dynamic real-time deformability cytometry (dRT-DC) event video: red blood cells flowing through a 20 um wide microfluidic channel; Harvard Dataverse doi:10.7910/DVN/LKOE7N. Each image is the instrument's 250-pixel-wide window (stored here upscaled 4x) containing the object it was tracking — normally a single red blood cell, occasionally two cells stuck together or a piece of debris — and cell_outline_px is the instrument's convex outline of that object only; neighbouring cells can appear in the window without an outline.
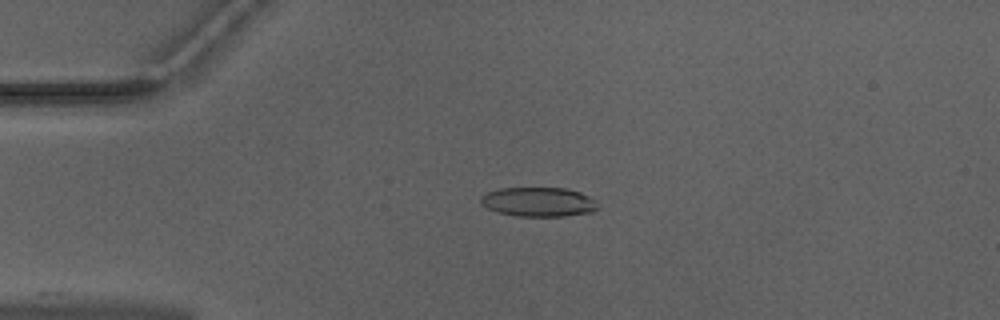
{"species": "Egyptian fruit bat (a non-hibernating species)", "species_latin": "Rousettus aegyptiacus", "temperature_condition": "warm", "stored_images_in_passage": 47, "camera_frame_rate_fps": 3000, "um_per_image_px": 0.085, "animal": {"sex": "male"}, "frame": {"image": 1, "passage_image": 8, "time_ms": 2.333, "image_size_px": [1000, 320], "cell_outline_px": [[596, 208], [592, 212], [564, 216], [516, 216], [496, 212], [480, 204], [480, 196], [488, 192], [500, 188], [568, 188], [580, 192], [596, 200]], "centroid_in_image_um": [45.74, 17.16], "position_along_channel_um": 39.3, "area_um2": 20.06}}
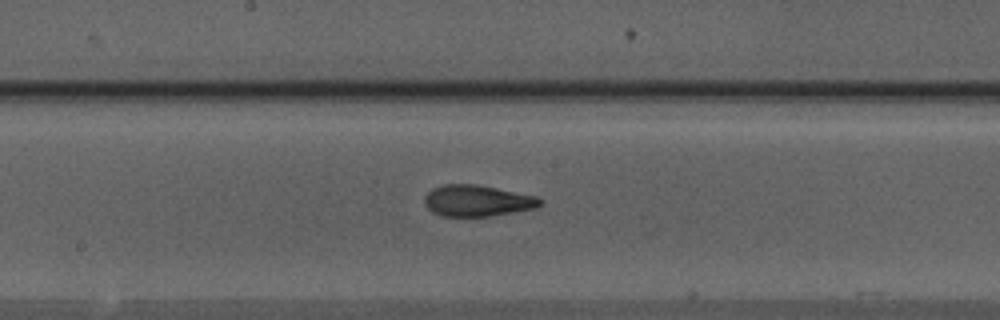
{"frame": {"image": 2, "passage_image": 23, "time_ms": 7.333, "image_size_px": [1000, 320], "cell_outline_px": [[544, 200], [540, 204], [532, 208], [512, 212], [488, 216], [440, 216], [432, 212], [424, 204], [424, 196], [432, 188], [444, 184], [476, 184], [536, 196]], "centroid_in_image_um": [40.5, 17.05], "position_along_channel_um": 207.7, "area_um2": 20.92}}
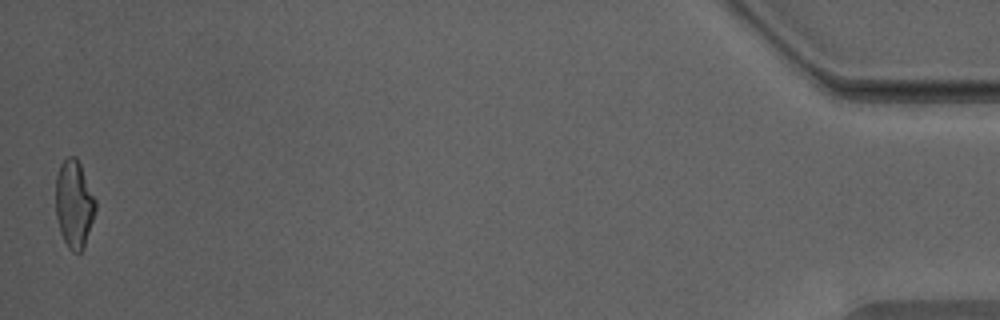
{"frame": {"image": 3, "passage_image": 47, "time_ms": 15.333, "image_size_px": [1000, 320], "cell_outline_px": [[96, 208], [84, 248], [80, 252], [72, 252], [68, 248], [60, 232], [56, 216], [56, 176], [60, 164], [68, 156], [76, 156], [80, 164], [96, 200]], "centroid_in_image_um": [6.29, 17.34], "position_along_channel_um": 428.9, "area_um2": 20.29}, "authors_computed_cell_mechanics": {"area_um2": 20.4612, "velocity_mm_per_s": 3.9877, "shape_relaxation_time_tau1_ms": 7.7675, "shape_relaxation_time_tau2_ms": 1.6774, "deformation_change_tau1": 0.2666, "deformation_change_tau2": 0.1036}}